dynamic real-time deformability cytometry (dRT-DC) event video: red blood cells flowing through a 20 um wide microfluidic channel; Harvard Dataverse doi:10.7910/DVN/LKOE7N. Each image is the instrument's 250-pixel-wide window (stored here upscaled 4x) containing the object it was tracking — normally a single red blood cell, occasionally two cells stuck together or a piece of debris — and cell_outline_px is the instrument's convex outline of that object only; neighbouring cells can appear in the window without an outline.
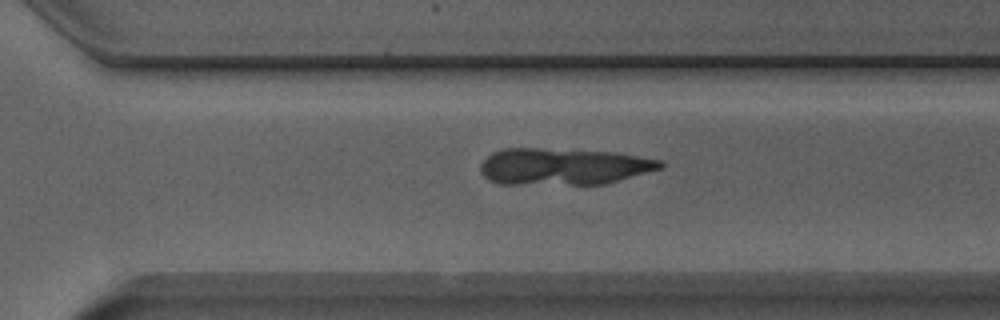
{"species": "Egyptian fruit bat (a non-hibernating species)", "species_latin": "Rousettus aegyptiacus", "temperature_condition": "room temperature", "stored_images_in_passage": 35, "segment_of_instrument_passage": [3, 4], "camera_frame_rate_fps": 3000, "um_per_image_px": 0.085, "animal": {"sex": "male"}, "frame": {"image": 1, "passage_image": 23, "time_ms": 7.333, "image_size_px": [1000, 320], "cell_outline_px": [[660, 164], [652, 168], [604, 180], [576, 180], [572, 176], [584, 156], [620, 156], [644, 160]], "centroid_in_image_um": [51.79, 14.22], "position_along_channel_um": 318.8, "area_um2": 10.4}}